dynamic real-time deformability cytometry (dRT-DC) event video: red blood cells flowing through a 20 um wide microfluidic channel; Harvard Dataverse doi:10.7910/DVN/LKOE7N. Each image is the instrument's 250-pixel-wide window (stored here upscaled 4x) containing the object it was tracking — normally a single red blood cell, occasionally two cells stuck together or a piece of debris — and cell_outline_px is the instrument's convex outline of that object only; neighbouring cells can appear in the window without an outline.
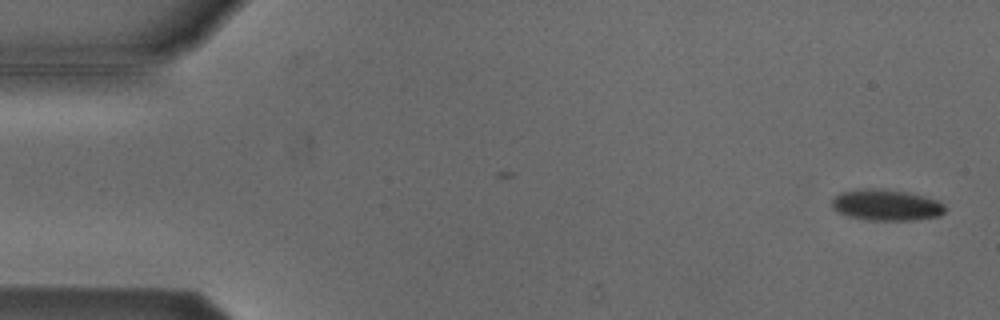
{"species": "Egyptian fruit bat (a non-hibernating species)", "species_latin": "Rousettus aegyptiacus", "temperature_condition": "cold", "stored_images_in_passage": 53, "camera_frame_rate_fps": 3000, "um_per_image_px": 0.085, "animal": {"sex": "male"}, "frame": {"image": 1, "passage_image": 1, "time_ms": 0.0, "image_size_px": [1000, 320], "cell_outline_px": [[944, 212], [940, 216], [912, 220], [868, 220], [848, 216], [836, 212], [832, 208], [832, 200], [840, 192], [856, 188], [880, 188], [908, 192], [940, 200], [944, 204]], "centroid_in_image_um": [75.31, 17.41], "position_along_channel_um": 9.7, "area_um2": 20.87}}
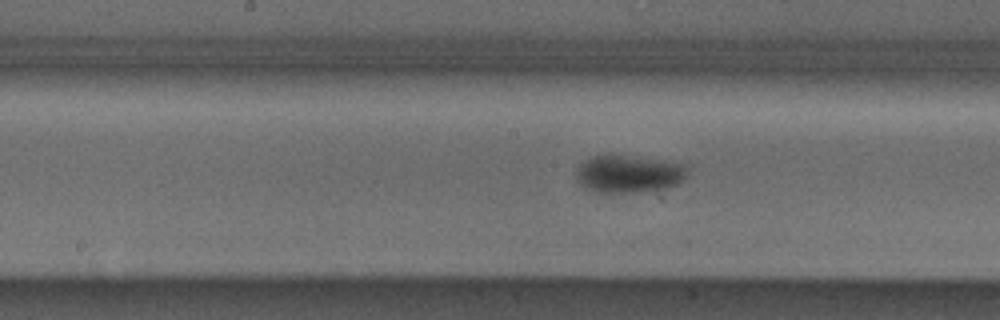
{"frame": {"image": 2, "passage_image": 26, "time_ms": 8.333, "image_size_px": [1000, 320], "cell_outline_px": [[688, 172], [684, 180], [680, 184], [668, 188], [652, 192], [596, 192], [584, 188], [576, 180], [576, 168], [584, 160], [592, 156], [608, 152], [664, 160], [684, 164], [688, 168]], "centroid_in_image_um": [53.45, 14.76], "position_along_channel_um": 194.8, "area_um2": 25.49}}
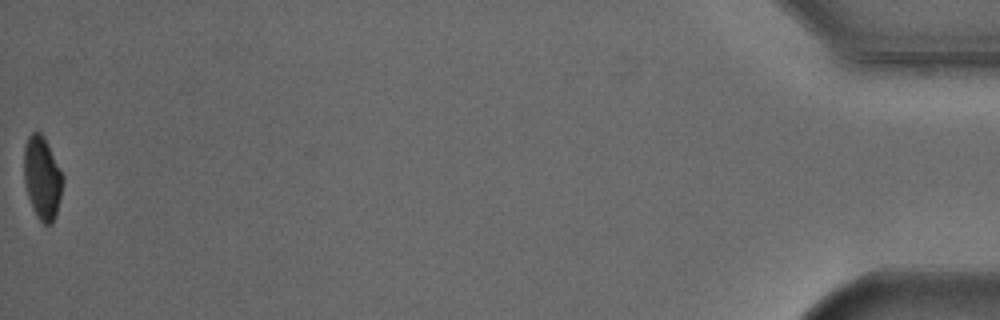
{"frame": {"image": 3, "passage_image": 53, "time_ms": 17.333, "image_size_px": [1000, 320], "cell_outline_px": [[64, 180], [56, 216], [52, 224], [44, 224], [36, 216], [28, 196], [24, 184], [24, 148], [28, 136], [32, 132], [40, 132], [44, 136], [64, 176]], "centroid_in_image_um": [3.59, 15.12], "position_along_channel_um": 431.6, "area_um2": 18.84}, "authors_computed_cell_mechanics": {"area_um2": 21.8484, "velocity_mm_per_s": 3.7979, "shape_relaxation_time_tau1_ms": 2.5753, "shape_relaxation_time_tau2_ms": null, "deformation_change_tau1": 0.0792, "deformation_change_tau2": null}}